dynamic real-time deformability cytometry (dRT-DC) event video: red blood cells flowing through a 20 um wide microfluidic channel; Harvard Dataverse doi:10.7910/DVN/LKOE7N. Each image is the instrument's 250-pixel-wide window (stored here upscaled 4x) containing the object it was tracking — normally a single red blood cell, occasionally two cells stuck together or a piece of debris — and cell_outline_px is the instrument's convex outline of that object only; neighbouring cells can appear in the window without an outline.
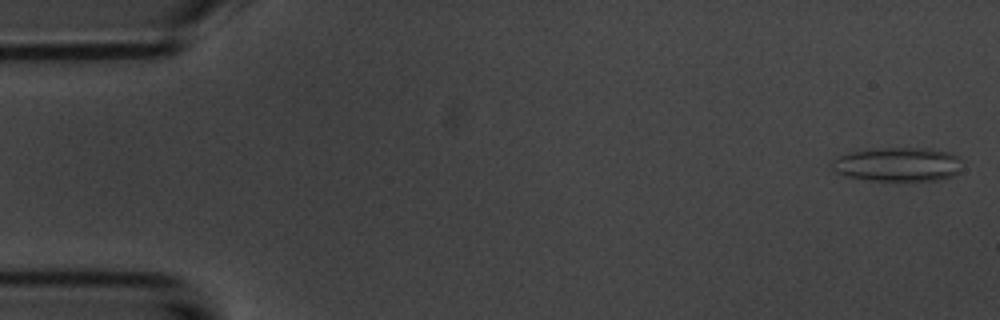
{"species": "common noctule bat (a hibernating species)", "species_latin": "Nyctalus noctula", "temperature_condition": "room temperature", "stored_images_in_passage": 5, "camera_frame_rate_fps": 3000, "um_per_image_px": 0.085, "animal": {"sex": "male", "body_mass_g": 20.1, "forearm_length_mm": 53.5}, "frame": {"image": 1, "passage_image": 1, "time_ms": 0.0, "image_size_px": [1000, 320], "cell_outline_px": [[964, 160], [960, 172], [956, 176], [936, 180], [904, 184], [868, 180], [844, 176], [836, 172], [828, 164], [832, 160], [840, 156], [852, 152], [884, 148], [928, 148], [952, 152]], "centroid_in_image_um": [76.4, 14.03], "position_along_channel_um": 8.6, "area_um2": 27.17}}
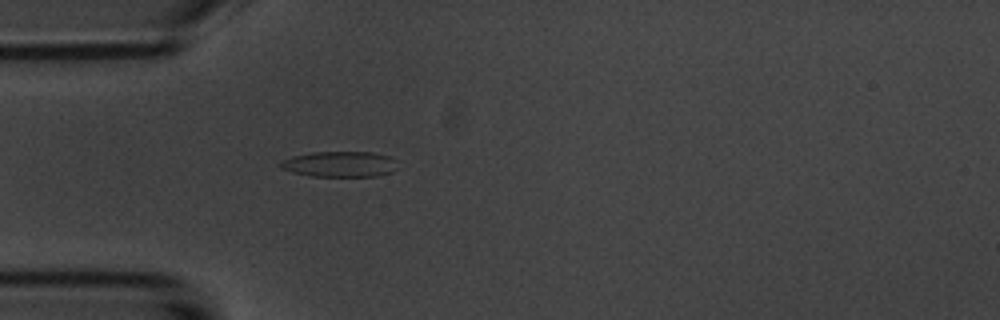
{"frame": {"image": 2, "passage_image": 5, "time_ms": 4.667, "image_size_px": [1000, 320], "cell_outline_px": [[396, 168], [392, 172], [376, 176], [308, 176], [292, 172], [280, 168], [280, 164], [284, 160], [292, 156], [312, 152], [376, 152], [392, 156], [396, 160]], "centroid_in_image_um": [28.92, 13.95], "position_along_channel_um": 56.1, "area_um2": 17.63}}